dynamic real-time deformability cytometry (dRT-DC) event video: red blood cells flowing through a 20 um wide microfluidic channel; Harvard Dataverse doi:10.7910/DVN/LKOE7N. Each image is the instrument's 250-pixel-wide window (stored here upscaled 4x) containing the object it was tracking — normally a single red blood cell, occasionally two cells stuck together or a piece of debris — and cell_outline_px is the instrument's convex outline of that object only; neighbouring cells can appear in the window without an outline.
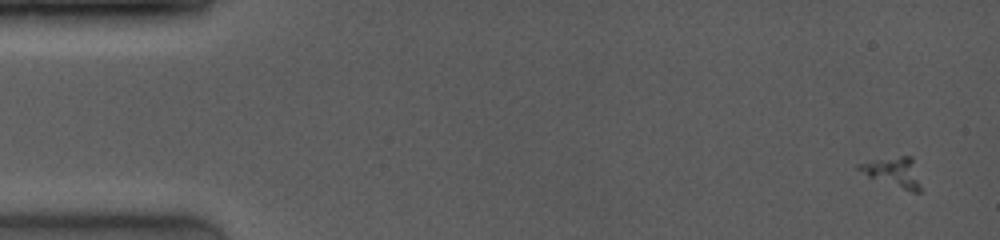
{"species": "common noctule bat (a hibernating species)", "species_latin": "Nyctalus noctula", "temperature_condition": "room temperature", "stored_images_in_passage": 5, "camera_frame_rate_fps": 4000, "um_per_image_px": 0.085, "animal": {"sex": "female", "body_mass_g": 19.0, "forearm_length_mm": 53.3}, "frame": {"image": 1, "passage_image": 1, "time_ms": 0.0, "image_size_px": [1000, 240], "cell_outline_px": [[924, 192], [912, 192], [868, 176], [856, 168], [856, 164], [876, 160], [900, 156], [912, 156]], "centroid_in_image_um": [76.01, 14.65], "position_along_channel_um": 9.0, "area_um2": 10.64}}
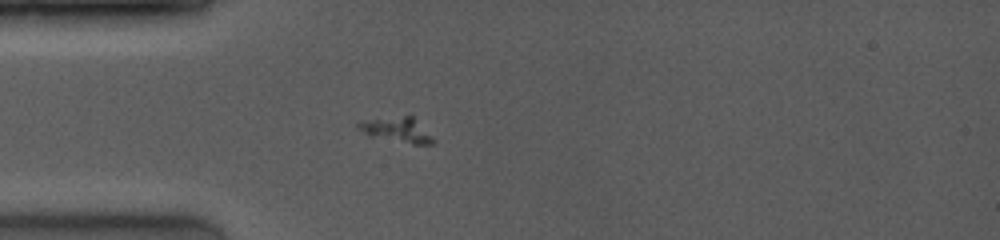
{"frame": {"image": 2, "passage_image": 5, "time_ms": 4.0, "image_size_px": [1000, 240], "cell_outline_px": [[436, 140], [432, 144], [412, 144], [368, 136], [356, 128], [356, 124], [360, 120], [404, 116], [412, 116]], "centroid_in_image_um": [33.69, 11.04], "position_along_channel_um": 51.3, "area_um2": 10.92}}